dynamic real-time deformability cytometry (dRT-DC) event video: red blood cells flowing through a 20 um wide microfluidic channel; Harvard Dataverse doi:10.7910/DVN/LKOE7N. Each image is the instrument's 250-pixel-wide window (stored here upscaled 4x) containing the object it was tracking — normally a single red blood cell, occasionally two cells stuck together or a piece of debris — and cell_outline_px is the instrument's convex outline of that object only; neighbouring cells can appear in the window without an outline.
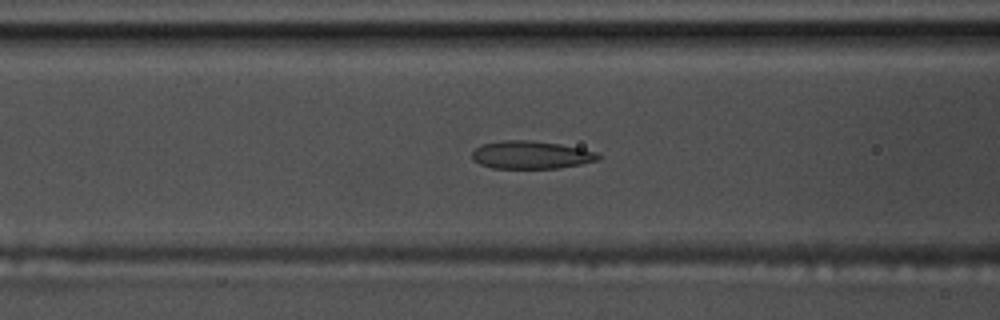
{"species": "common noctule bat (a hibernating species)", "species_latin": "Nyctalus noctula", "temperature_condition": "warm", "stored_images_in_passage": 39, "camera_frame_rate_fps": 3000, "um_per_image_px": 0.085, "animal": {"sex": "male", "body_mass_g": 17.5, "forearm_length_mm": 52.3}, "frame": {"image": 1, "passage_image": 5, "time_ms": 1.333, "image_size_px": [1000, 320], "cell_outline_px": [[604, 156], [596, 160], [580, 164], [560, 168], [492, 168], [480, 164], [472, 160], [472, 152], [476, 148], [484, 144], [504, 140], [528, 140], [560, 144], [580, 148], [596, 152]], "centroid_in_image_um": [45.14, 13.17], "position_along_channel_um": 121.5, "area_um2": 20.4}}
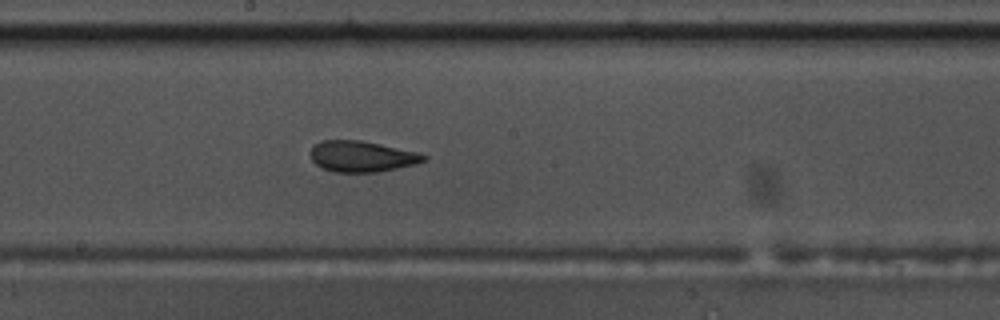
{"frame": {"image": 2, "passage_image": 13, "time_ms": 4.0, "image_size_px": [1000, 320], "cell_outline_px": [[428, 160], [416, 164], [376, 172], [332, 172], [320, 168], [312, 160], [308, 152], [320, 140], [360, 140], [380, 144], [416, 152], [428, 156]], "centroid_in_image_um": [30.72, 13.3], "position_along_channel_um": 217.5, "area_um2": 20.52}}
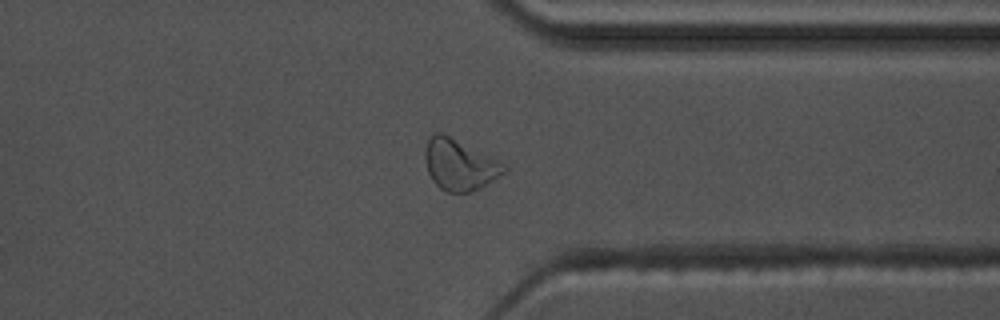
{"frame": {"image": 3, "passage_image": 26, "time_ms": 8.333, "image_size_px": [1000, 320], "cell_outline_px": [[508, 168], [504, 172], [480, 188], [472, 192], [448, 192], [440, 188], [432, 180], [428, 172], [424, 156], [424, 152], [428, 140], [436, 132], [444, 132], [504, 164]], "centroid_in_image_um": [39.02, 13.99], "position_along_channel_um": 372.4, "area_um2": 23.18}}